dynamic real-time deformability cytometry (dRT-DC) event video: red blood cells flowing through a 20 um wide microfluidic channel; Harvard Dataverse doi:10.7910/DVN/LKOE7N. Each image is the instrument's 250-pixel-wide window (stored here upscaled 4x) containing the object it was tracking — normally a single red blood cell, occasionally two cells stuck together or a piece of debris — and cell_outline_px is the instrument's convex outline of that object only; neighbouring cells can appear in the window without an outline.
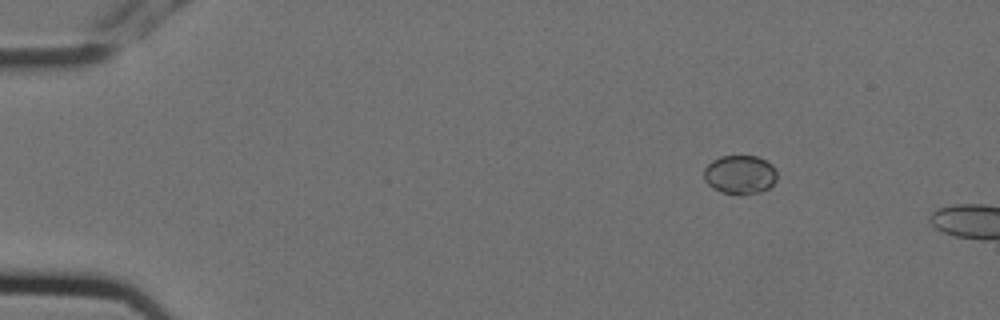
{"species": "Egyptian fruit bat (a non-hibernating species)", "species_latin": "Rousettus aegyptiacus", "temperature_condition": "cold", "stored_images_in_passage": 4, "camera_frame_rate_fps": 3000, "um_per_image_px": 0.085, "animal": {"sex": "female"}, "frame": {"image": 1, "passage_image": 1, "time_ms": 0.0, "image_size_px": [1000, 320], "cell_outline_px": [[776, 180], [768, 188], [760, 192], [740, 196], [720, 192], [712, 188], [704, 180], [704, 168], [712, 160], [720, 156], [756, 156], [772, 164], [776, 172]], "centroid_in_image_um": [62.87, 14.86], "position_along_channel_um": 22.1, "area_um2": 16.76}}